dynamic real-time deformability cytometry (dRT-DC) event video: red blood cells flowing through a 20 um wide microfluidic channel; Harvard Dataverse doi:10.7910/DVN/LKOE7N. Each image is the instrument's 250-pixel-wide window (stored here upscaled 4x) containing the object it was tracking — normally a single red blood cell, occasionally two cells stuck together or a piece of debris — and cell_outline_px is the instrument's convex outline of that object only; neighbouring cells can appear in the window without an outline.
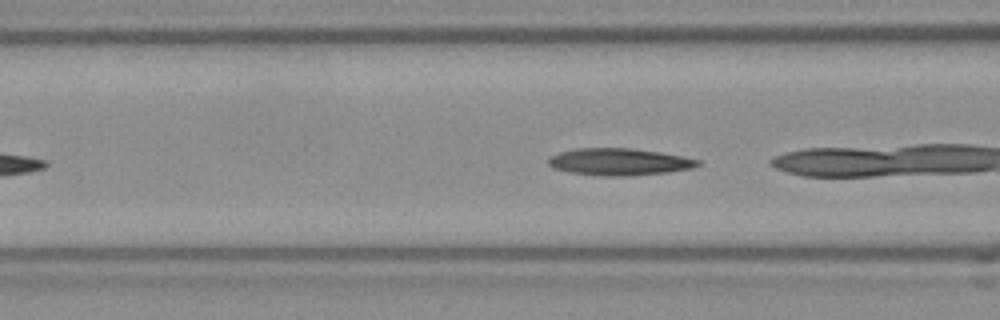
{"species": "Egyptian fruit bat (a non-hibernating species)", "species_latin": "Rousettus aegyptiacus", "temperature_condition": "room temperature", "stored_images_in_passage": 13, "camera_frame_rate_fps": 3000, "um_per_image_px": 0.085, "frame": {"image": 1, "passage_image": 8, "time_ms": 2.333, "image_size_px": [1000, 320], "cell_outline_px": [[704, 164], [692, 168], [668, 172], [632, 176], [596, 176], [572, 172], [552, 168], [548, 164], [548, 160], [552, 156], [560, 152], [576, 148], [632, 148], [660, 152], [700, 160]], "centroid_in_image_um": [52.65, 13.76], "position_along_channel_um": 113.9, "area_um2": 23.64}}